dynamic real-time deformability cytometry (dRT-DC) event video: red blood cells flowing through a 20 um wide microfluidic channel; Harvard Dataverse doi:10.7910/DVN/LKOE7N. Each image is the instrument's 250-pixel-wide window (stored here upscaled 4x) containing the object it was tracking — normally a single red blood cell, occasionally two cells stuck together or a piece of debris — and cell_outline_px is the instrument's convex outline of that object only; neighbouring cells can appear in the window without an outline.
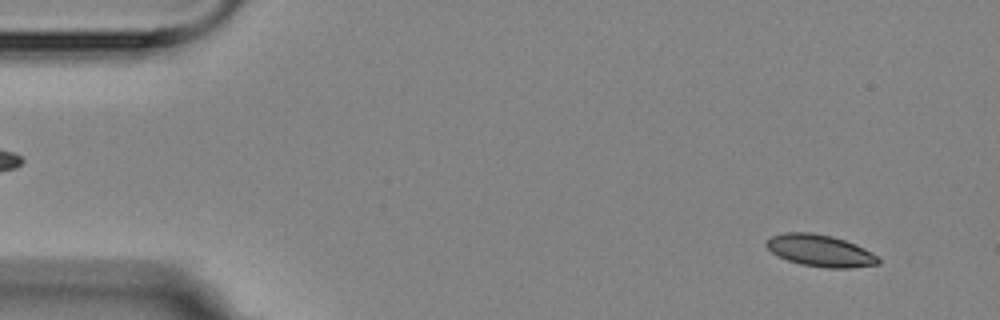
{"species": "Egyptian fruit bat (a non-hibernating species)", "species_latin": "Rousettus aegyptiacus", "temperature_condition": "room temperature", "stored_images_in_passage": 5, "segment_of_instrument_passage": [2, 2], "camera_frame_rate_fps": 3000, "um_per_image_px": 0.085, "animal": {"sex": "female"}, "frame": {"image": 1, "passage_image": 5, "time_ms": 5.667, "image_size_px": [1000, 320], "cell_outline_px": [[880, 264], [848, 268], [824, 268], [800, 264], [788, 260], [772, 252], [764, 244], [772, 236], [784, 232], [812, 232], [832, 236], [856, 244], [880, 256]], "centroid_in_image_um": [69.75, 21.3], "position_along_channel_um": 15.2, "area_um2": 20.87}}